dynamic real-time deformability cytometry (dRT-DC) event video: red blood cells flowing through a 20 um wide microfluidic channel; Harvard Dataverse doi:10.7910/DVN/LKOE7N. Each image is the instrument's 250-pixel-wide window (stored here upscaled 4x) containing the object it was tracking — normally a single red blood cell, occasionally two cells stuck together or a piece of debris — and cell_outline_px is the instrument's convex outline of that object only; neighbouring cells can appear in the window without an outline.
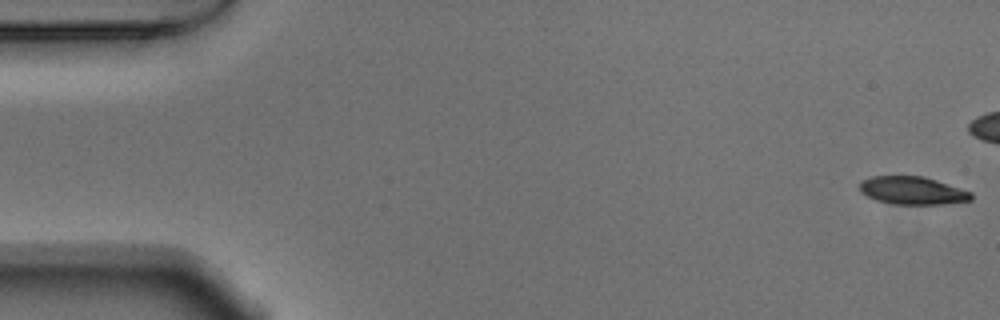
{"species": "Egyptian fruit bat (a non-hibernating species)", "species_latin": "Rousettus aegyptiacus", "temperature_condition": "warm", "stored_images_in_passage": 44, "camera_frame_rate_fps": 3000, "um_per_image_px": 0.085, "animal": {"sex": "male"}, "frame": {"image": 1, "passage_image": 1, "time_ms": 0.0, "image_size_px": [1000, 320], "cell_outline_px": [[972, 200], [940, 204], [892, 204], [876, 200], [860, 192], [860, 184], [864, 180], [872, 176], [924, 176], [972, 192]], "centroid_in_image_um": [77.56, 16.2], "position_along_channel_um": 7.4, "area_um2": 17.98}}
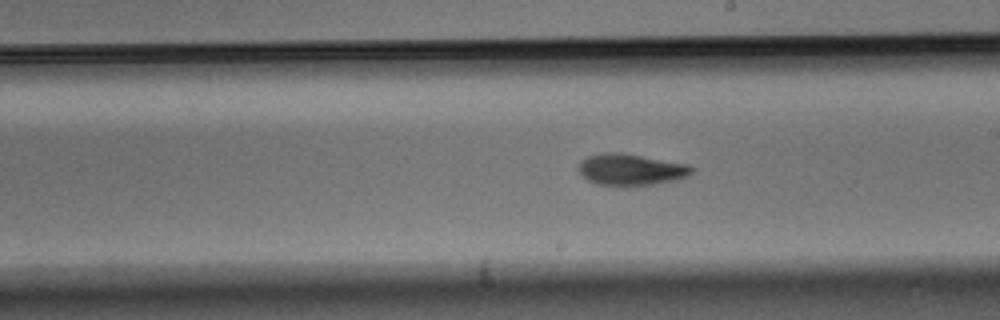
{"frame": {"image": 2, "passage_image": 30, "time_ms": 9.667, "image_size_px": [1000, 320], "cell_outline_px": [[692, 172], [688, 176], [676, 180], [652, 184], [596, 184], [588, 180], [580, 172], [580, 160], [588, 156], [604, 152], [620, 152], [688, 164], [692, 168]], "centroid_in_image_um": [53.63, 14.38], "position_along_channel_um": 235.4, "area_um2": 20.23}}
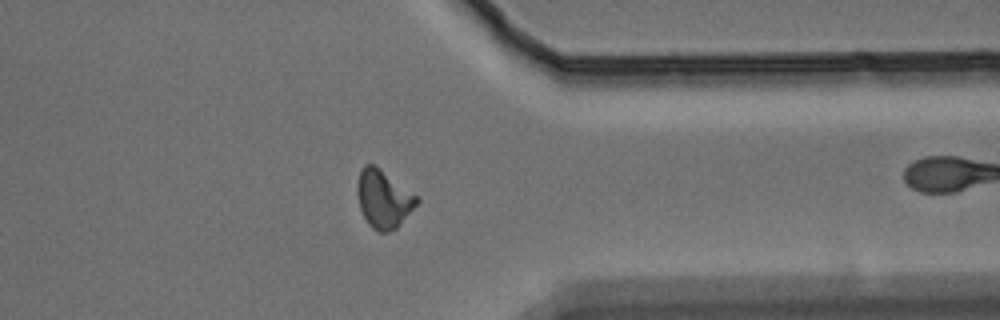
{"frame": {"image": 3, "passage_image": 42, "time_ms": 13.667, "image_size_px": [1000, 320], "cell_outline_px": [[420, 200], [396, 228], [388, 232], [376, 232], [368, 224], [360, 208], [356, 192], [356, 184], [360, 172], [364, 164], [372, 164], [420, 196]], "centroid_in_image_um": [32.59, 16.92], "position_along_channel_um": 378.8, "area_um2": 20.06}}